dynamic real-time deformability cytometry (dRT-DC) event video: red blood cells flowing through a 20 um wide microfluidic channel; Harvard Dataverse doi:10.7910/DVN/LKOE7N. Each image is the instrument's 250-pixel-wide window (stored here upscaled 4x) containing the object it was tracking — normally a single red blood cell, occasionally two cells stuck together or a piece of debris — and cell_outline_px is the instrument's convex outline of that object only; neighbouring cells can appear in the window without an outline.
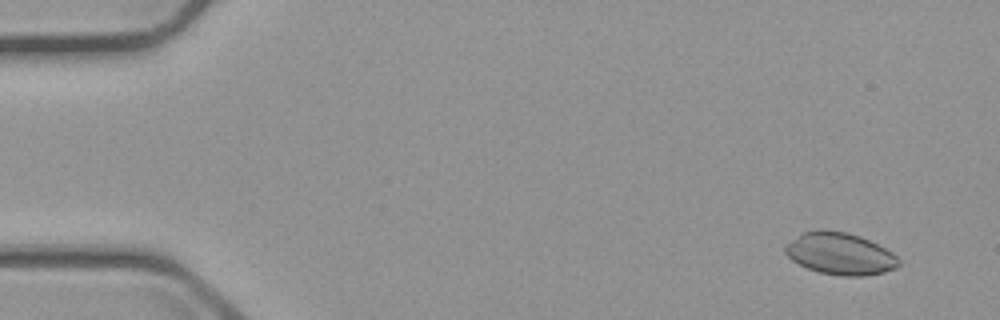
{"species": "common noctule bat (a hibernating species)", "species_latin": "Nyctalus noctula", "temperature_condition": "cold", "stored_images_in_passage": 5, "camera_frame_rate_fps": 3000, "um_per_image_px": 0.085, "animal": {"sex": "male", "body_mass_g": 23.1, "forearm_length_mm": 52.7}, "frame": {"image": 1, "passage_image": 2, "time_ms": 1.0, "image_size_px": [1000, 320], "cell_outline_px": [[900, 264], [896, 268], [884, 272], [864, 276], [840, 276], [820, 272], [808, 268], [792, 260], [784, 252], [784, 244], [804, 232], [820, 228], [848, 232], [860, 236], [892, 252], [900, 260]], "centroid_in_image_um": [71.39, 21.55], "position_along_channel_um": 13.6, "area_um2": 27.86}}